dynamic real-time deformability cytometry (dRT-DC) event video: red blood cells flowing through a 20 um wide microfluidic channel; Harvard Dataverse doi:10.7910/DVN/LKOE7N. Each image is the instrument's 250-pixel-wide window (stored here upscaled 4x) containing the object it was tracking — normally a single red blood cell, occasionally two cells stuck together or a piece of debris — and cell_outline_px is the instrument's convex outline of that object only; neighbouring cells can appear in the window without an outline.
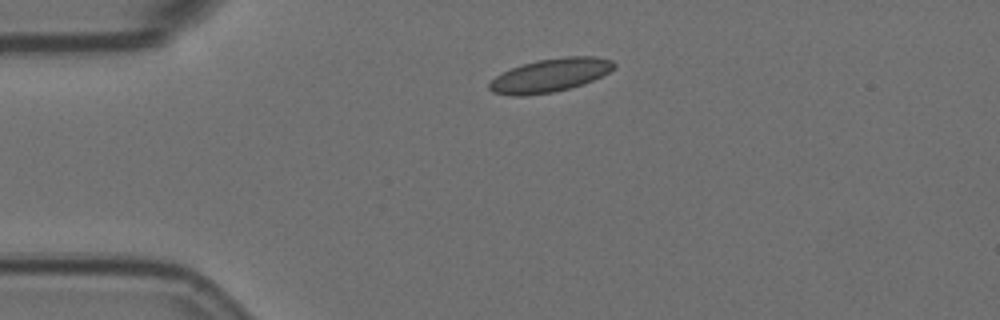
{"species": "Egyptian fruit bat (a non-hibernating species)", "species_latin": "Rousettus aegyptiacus", "temperature_condition": "room temperature", "stored_images_in_passage": 2, "camera_frame_rate_fps": 3000, "um_per_image_px": 0.085, "animal": {"sex": "female"}, "frame": {"image": 1, "passage_image": 1, "time_ms": 0.0, "image_size_px": [1000, 320], "cell_outline_px": [[616, 68], [584, 84], [552, 92], [524, 96], [512, 96], [492, 92], [488, 88], [488, 84], [496, 76], [512, 68], [536, 60], [564, 56], [596, 56], [612, 60], [616, 64]], "centroid_in_image_um": [46.77, 6.39], "position_along_channel_um": 38.2, "area_um2": 24.22}}